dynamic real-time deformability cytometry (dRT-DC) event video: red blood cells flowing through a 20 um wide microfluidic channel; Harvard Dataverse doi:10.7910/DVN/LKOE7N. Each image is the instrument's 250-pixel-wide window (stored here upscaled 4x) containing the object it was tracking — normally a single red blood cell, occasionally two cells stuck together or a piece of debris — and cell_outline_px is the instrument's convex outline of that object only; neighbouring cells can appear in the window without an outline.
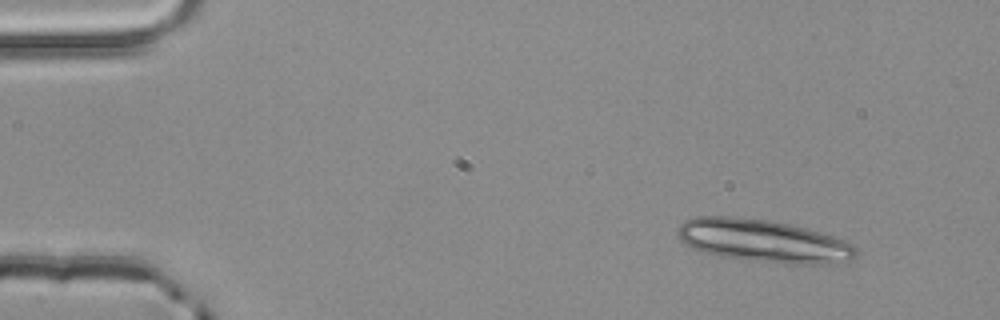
{"species": "common noctule bat (a hibernating species)", "species_latin": "Nyctalus noctula", "temperature_condition": "room temperature", "stored_images_in_passage": 2, "camera_frame_rate_fps": 3000, "um_per_image_px": 0.085, "animal": {"sex": "male", "body_mass_g": 20.4}, "frame": {"image": 1, "passage_image": 2, "time_ms": 0.333, "image_size_px": [1000, 320], "cell_outline_px": [[856, 256], [852, 260], [836, 264], [784, 264], [720, 256], [700, 252], [684, 244], [680, 240], [676, 232], [676, 228], [684, 220], [696, 216], [732, 216], [772, 220], [820, 232], [832, 236], [852, 244], [856, 248]], "centroid_in_image_um": [64.84, 20.48], "position_along_channel_um": 20.2, "area_um2": 44.85}}